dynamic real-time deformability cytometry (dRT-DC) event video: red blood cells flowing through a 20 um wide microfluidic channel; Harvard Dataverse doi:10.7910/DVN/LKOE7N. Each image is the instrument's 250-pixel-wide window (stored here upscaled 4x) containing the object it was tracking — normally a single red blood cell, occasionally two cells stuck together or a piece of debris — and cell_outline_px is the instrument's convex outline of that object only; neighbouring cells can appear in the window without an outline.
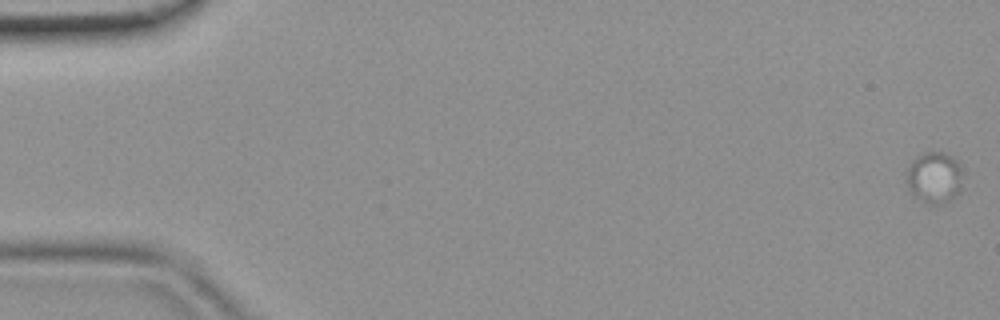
{"species": "common noctule bat (a hibernating species)", "species_latin": "Nyctalus noctula", "temperature_condition": "room temperature", "stored_images_in_passage": 15, "camera_frame_rate_fps": 3000, "um_per_image_px": 0.085, "animal": {"sex": "female", "body_mass_g": 19.9}, "frame": {"image": 1, "passage_image": 1, "time_ms": 0.0, "image_size_px": [1000, 320], "cell_outline_px": [[964, 172], [960, 192], [956, 196], [948, 200], [936, 204], [932, 204], [920, 200], [912, 196], [904, 180], [908, 168], [912, 160], [916, 156], [924, 152], [944, 152], [952, 156], [964, 168]], "centroid_in_image_um": [79.43, 15.07], "position_along_channel_um": 5.6, "area_um2": 17.4}}